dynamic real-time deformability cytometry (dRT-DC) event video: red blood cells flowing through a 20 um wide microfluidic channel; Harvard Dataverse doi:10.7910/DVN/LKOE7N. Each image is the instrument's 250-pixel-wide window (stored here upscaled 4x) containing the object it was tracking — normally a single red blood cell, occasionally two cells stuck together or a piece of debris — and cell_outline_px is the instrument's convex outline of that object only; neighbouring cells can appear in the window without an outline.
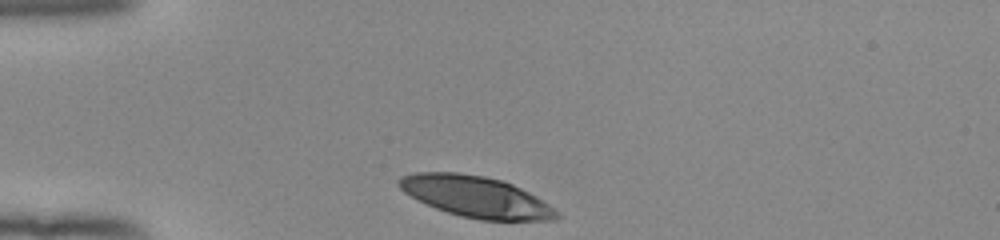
{"species": "human", "species_latin": "Homo sapiens", "temperature_condition": "room temperature", "stored_images_in_passage": 31, "camera_frame_rate_fps": 3000, "um_per_image_px": 0.085, "donor": {"sex": "female"}, "frame": {"image": 1, "passage_image": 1, "time_ms": 0.0, "image_size_px": [1000, 240], "cell_outline_px": [[560, 216], [556, 220], [480, 220], [460, 216], [436, 208], [404, 192], [396, 184], [396, 180], [400, 176], [416, 172], [460, 172], [484, 176], [504, 180], [536, 196], [548, 204]], "centroid_in_image_um": [40.43, 16.7], "position_along_channel_um": 44.6, "area_um2": 37.63}}
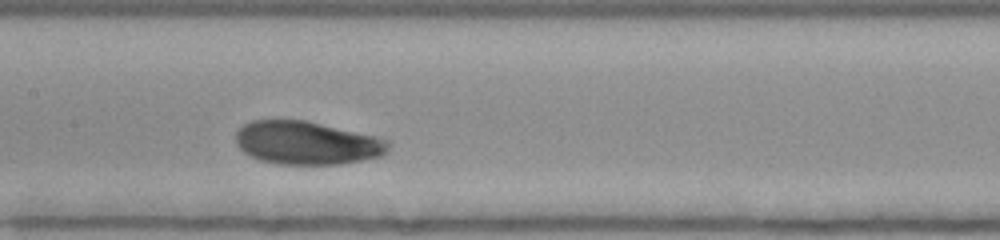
{"frame": {"image": 2, "passage_image": 14, "time_ms": 4.333, "image_size_px": [1000, 240], "cell_outline_px": [[388, 152], [380, 156], [340, 164], [276, 164], [260, 160], [244, 152], [236, 144], [236, 132], [244, 124], [252, 120], [304, 120], [380, 136], [388, 140]], "centroid_in_image_um": [26.1, 12.14], "position_along_channel_um": 181.3, "area_um2": 38.49}}
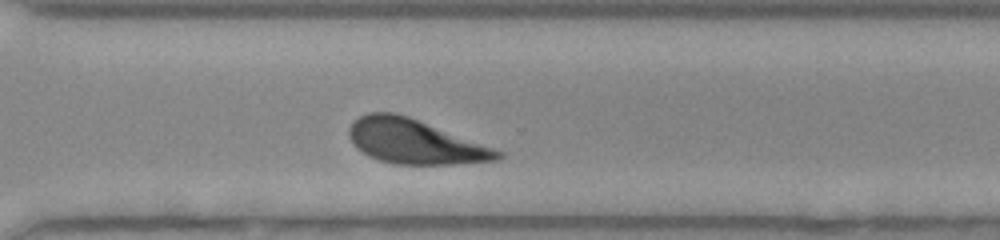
{"frame": {"image": 3, "passage_image": 26, "time_ms": 8.333, "image_size_px": [1000, 240], "cell_outline_px": [[504, 156], [496, 160], [456, 164], [396, 164], [380, 160], [368, 156], [356, 148], [352, 144], [348, 136], [348, 128], [352, 120], [368, 112], [392, 112], [408, 116], [504, 152]], "centroid_in_image_um": [35.2, 12.03], "position_along_channel_um": 335.4, "area_um2": 38.38}, "authors_computed_cell_mechanics": {"area_um2": 38.5526, "velocity_mm_per_s": 3.8495, "shape_relaxation_time_tau1_ms": 2.7129, "shape_relaxation_time_tau2_ms": 10.8667, "deformation_change_tau1": 0.1505, "deformation_change_tau2": 0.2116}}